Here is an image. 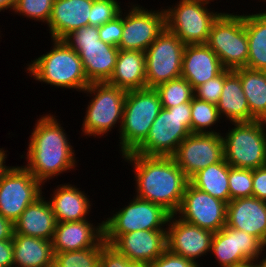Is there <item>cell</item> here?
Returning <instances> with one entry per match:
<instances>
[{"mask_svg": "<svg viewBox=\"0 0 266 267\" xmlns=\"http://www.w3.org/2000/svg\"><path fill=\"white\" fill-rule=\"evenodd\" d=\"M107 83L126 91L146 88L145 52L119 49L113 74Z\"/></svg>", "mask_w": 266, "mask_h": 267, "instance_id": "484cf974", "label": "cell"}, {"mask_svg": "<svg viewBox=\"0 0 266 267\" xmlns=\"http://www.w3.org/2000/svg\"><path fill=\"white\" fill-rule=\"evenodd\" d=\"M126 4L130 6L127 5V11L123 9V33L118 48L145 52L165 28L164 9L148 10L138 3Z\"/></svg>", "mask_w": 266, "mask_h": 267, "instance_id": "5bb4252c", "label": "cell"}, {"mask_svg": "<svg viewBox=\"0 0 266 267\" xmlns=\"http://www.w3.org/2000/svg\"><path fill=\"white\" fill-rule=\"evenodd\" d=\"M229 267H251V261H246L244 263L229 266Z\"/></svg>", "mask_w": 266, "mask_h": 267, "instance_id": "c3c4849f", "label": "cell"}, {"mask_svg": "<svg viewBox=\"0 0 266 267\" xmlns=\"http://www.w3.org/2000/svg\"><path fill=\"white\" fill-rule=\"evenodd\" d=\"M188 179L198 171L224 159L222 134L191 133L171 156Z\"/></svg>", "mask_w": 266, "mask_h": 267, "instance_id": "9a60e30c", "label": "cell"}, {"mask_svg": "<svg viewBox=\"0 0 266 267\" xmlns=\"http://www.w3.org/2000/svg\"><path fill=\"white\" fill-rule=\"evenodd\" d=\"M119 0H94L91 6L89 26H102L120 16L122 12Z\"/></svg>", "mask_w": 266, "mask_h": 267, "instance_id": "8d00e7d4", "label": "cell"}, {"mask_svg": "<svg viewBox=\"0 0 266 267\" xmlns=\"http://www.w3.org/2000/svg\"><path fill=\"white\" fill-rule=\"evenodd\" d=\"M83 92L92 98L87 104L81 135L86 138H102L117 127V124L119 131L127 91L107 82H93Z\"/></svg>", "mask_w": 266, "mask_h": 267, "instance_id": "5b68a950", "label": "cell"}, {"mask_svg": "<svg viewBox=\"0 0 266 267\" xmlns=\"http://www.w3.org/2000/svg\"><path fill=\"white\" fill-rule=\"evenodd\" d=\"M99 267H148V265L128 259L111 244L105 243L101 249Z\"/></svg>", "mask_w": 266, "mask_h": 267, "instance_id": "74e56055", "label": "cell"}, {"mask_svg": "<svg viewBox=\"0 0 266 267\" xmlns=\"http://www.w3.org/2000/svg\"><path fill=\"white\" fill-rule=\"evenodd\" d=\"M213 232L205 230L194 224L180 219L176 214H171L167 229V249L198 264L201 257L210 254ZM200 258V259H199Z\"/></svg>", "mask_w": 266, "mask_h": 267, "instance_id": "ac0fdd59", "label": "cell"}, {"mask_svg": "<svg viewBox=\"0 0 266 267\" xmlns=\"http://www.w3.org/2000/svg\"><path fill=\"white\" fill-rule=\"evenodd\" d=\"M111 245L128 259L149 265L166 249V230H138L119 235Z\"/></svg>", "mask_w": 266, "mask_h": 267, "instance_id": "d6986e66", "label": "cell"}, {"mask_svg": "<svg viewBox=\"0 0 266 267\" xmlns=\"http://www.w3.org/2000/svg\"><path fill=\"white\" fill-rule=\"evenodd\" d=\"M79 55L90 83L107 82L113 74L119 48L99 38V27L85 26L62 39Z\"/></svg>", "mask_w": 266, "mask_h": 267, "instance_id": "ba28073f", "label": "cell"}, {"mask_svg": "<svg viewBox=\"0 0 266 267\" xmlns=\"http://www.w3.org/2000/svg\"><path fill=\"white\" fill-rule=\"evenodd\" d=\"M159 94L162 108H171L178 104L191 102L194 90L183 77L170 80L154 88Z\"/></svg>", "mask_w": 266, "mask_h": 267, "instance_id": "836d02e7", "label": "cell"}, {"mask_svg": "<svg viewBox=\"0 0 266 267\" xmlns=\"http://www.w3.org/2000/svg\"><path fill=\"white\" fill-rule=\"evenodd\" d=\"M54 0H17L13 13L48 24Z\"/></svg>", "mask_w": 266, "mask_h": 267, "instance_id": "e575fe53", "label": "cell"}, {"mask_svg": "<svg viewBox=\"0 0 266 267\" xmlns=\"http://www.w3.org/2000/svg\"><path fill=\"white\" fill-rule=\"evenodd\" d=\"M224 70L216 53L206 44L185 45L181 77L191 84L193 90Z\"/></svg>", "mask_w": 266, "mask_h": 267, "instance_id": "603a6c76", "label": "cell"}, {"mask_svg": "<svg viewBox=\"0 0 266 267\" xmlns=\"http://www.w3.org/2000/svg\"><path fill=\"white\" fill-rule=\"evenodd\" d=\"M228 177L229 164L223 159L198 171L189 179V182L194 187L228 204L230 202Z\"/></svg>", "mask_w": 266, "mask_h": 267, "instance_id": "4dcf8cb0", "label": "cell"}, {"mask_svg": "<svg viewBox=\"0 0 266 267\" xmlns=\"http://www.w3.org/2000/svg\"><path fill=\"white\" fill-rule=\"evenodd\" d=\"M161 109L160 97L154 88L127 91L118 132L121 156L134 152L146 140Z\"/></svg>", "mask_w": 266, "mask_h": 267, "instance_id": "277c9868", "label": "cell"}, {"mask_svg": "<svg viewBox=\"0 0 266 267\" xmlns=\"http://www.w3.org/2000/svg\"><path fill=\"white\" fill-rule=\"evenodd\" d=\"M88 220L57 223L52 239L54 253L95 247L104 238L103 220L97 225Z\"/></svg>", "mask_w": 266, "mask_h": 267, "instance_id": "44dd1931", "label": "cell"}, {"mask_svg": "<svg viewBox=\"0 0 266 267\" xmlns=\"http://www.w3.org/2000/svg\"><path fill=\"white\" fill-rule=\"evenodd\" d=\"M104 238L95 246L71 252L54 253L50 267H99Z\"/></svg>", "mask_w": 266, "mask_h": 267, "instance_id": "d6a6232c", "label": "cell"}, {"mask_svg": "<svg viewBox=\"0 0 266 267\" xmlns=\"http://www.w3.org/2000/svg\"><path fill=\"white\" fill-rule=\"evenodd\" d=\"M148 267H203L185 257L177 255L166 249L155 261L150 263Z\"/></svg>", "mask_w": 266, "mask_h": 267, "instance_id": "60d3db41", "label": "cell"}, {"mask_svg": "<svg viewBox=\"0 0 266 267\" xmlns=\"http://www.w3.org/2000/svg\"><path fill=\"white\" fill-rule=\"evenodd\" d=\"M0 267H13V241L0 240Z\"/></svg>", "mask_w": 266, "mask_h": 267, "instance_id": "7bdbcfd3", "label": "cell"}, {"mask_svg": "<svg viewBox=\"0 0 266 267\" xmlns=\"http://www.w3.org/2000/svg\"><path fill=\"white\" fill-rule=\"evenodd\" d=\"M245 30L249 48L246 68L266 71V11L245 13Z\"/></svg>", "mask_w": 266, "mask_h": 267, "instance_id": "f1b7e54d", "label": "cell"}, {"mask_svg": "<svg viewBox=\"0 0 266 267\" xmlns=\"http://www.w3.org/2000/svg\"><path fill=\"white\" fill-rule=\"evenodd\" d=\"M251 267H266V253L264 258L259 261H251Z\"/></svg>", "mask_w": 266, "mask_h": 267, "instance_id": "7dc6e473", "label": "cell"}, {"mask_svg": "<svg viewBox=\"0 0 266 267\" xmlns=\"http://www.w3.org/2000/svg\"><path fill=\"white\" fill-rule=\"evenodd\" d=\"M54 115L43 114L36 120L29 136L25 167L43 185L63 173L75 170L76 154L61 121Z\"/></svg>", "mask_w": 266, "mask_h": 267, "instance_id": "6da1fadb", "label": "cell"}, {"mask_svg": "<svg viewBox=\"0 0 266 267\" xmlns=\"http://www.w3.org/2000/svg\"><path fill=\"white\" fill-rule=\"evenodd\" d=\"M208 4L211 0H179L174 6H165V28L185 45L205 44L212 23L222 13L211 11Z\"/></svg>", "mask_w": 266, "mask_h": 267, "instance_id": "30bf717a", "label": "cell"}, {"mask_svg": "<svg viewBox=\"0 0 266 267\" xmlns=\"http://www.w3.org/2000/svg\"><path fill=\"white\" fill-rule=\"evenodd\" d=\"M221 133L224 159L235 168L256 169L266 165V121L229 122Z\"/></svg>", "mask_w": 266, "mask_h": 267, "instance_id": "52a82bcc", "label": "cell"}, {"mask_svg": "<svg viewBox=\"0 0 266 267\" xmlns=\"http://www.w3.org/2000/svg\"><path fill=\"white\" fill-rule=\"evenodd\" d=\"M217 109L221 119L223 117L230 122L256 120L249 111L240 77L233 70L225 69V80Z\"/></svg>", "mask_w": 266, "mask_h": 267, "instance_id": "4316f807", "label": "cell"}, {"mask_svg": "<svg viewBox=\"0 0 266 267\" xmlns=\"http://www.w3.org/2000/svg\"><path fill=\"white\" fill-rule=\"evenodd\" d=\"M223 12L212 23L205 43L228 70L245 68L249 48L245 30V14Z\"/></svg>", "mask_w": 266, "mask_h": 267, "instance_id": "9c48e42d", "label": "cell"}, {"mask_svg": "<svg viewBox=\"0 0 266 267\" xmlns=\"http://www.w3.org/2000/svg\"><path fill=\"white\" fill-rule=\"evenodd\" d=\"M51 42L50 51L31 60L26 67V73L41 84L83 93L90 82L79 55L63 40L51 39Z\"/></svg>", "mask_w": 266, "mask_h": 267, "instance_id": "3957f363", "label": "cell"}, {"mask_svg": "<svg viewBox=\"0 0 266 267\" xmlns=\"http://www.w3.org/2000/svg\"><path fill=\"white\" fill-rule=\"evenodd\" d=\"M110 213V217L103 220L104 241L108 244H111L119 235L128 232L166 230L171 216L163 206L135 195L123 208L111 210Z\"/></svg>", "mask_w": 266, "mask_h": 267, "instance_id": "8fae6325", "label": "cell"}, {"mask_svg": "<svg viewBox=\"0 0 266 267\" xmlns=\"http://www.w3.org/2000/svg\"><path fill=\"white\" fill-rule=\"evenodd\" d=\"M191 133H216L221 134V130H214L212 126L218 125L221 117L218 113L217 105L197 99L195 96L191 100ZM220 131V132H219Z\"/></svg>", "mask_w": 266, "mask_h": 267, "instance_id": "1f68e13d", "label": "cell"}, {"mask_svg": "<svg viewBox=\"0 0 266 267\" xmlns=\"http://www.w3.org/2000/svg\"><path fill=\"white\" fill-rule=\"evenodd\" d=\"M225 70L213 79L208 80L194 90V96L202 101L217 105L224 85Z\"/></svg>", "mask_w": 266, "mask_h": 267, "instance_id": "f35d334b", "label": "cell"}, {"mask_svg": "<svg viewBox=\"0 0 266 267\" xmlns=\"http://www.w3.org/2000/svg\"><path fill=\"white\" fill-rule=\"evenodd\" d=\"M13 267H50L54 260L52 241L13 235Z\"/></svg>", "mask_w": 266, "mask_h": 267, "instance_id": "83f0119b", "label": "cell"}, {"mask_svg": "<svg viewBox=\"0 0 266 267\" xmlns=\"http://www.w3.org/2000/svg\"><path fill=\"white\" fill-rule=\"evenodd\" d=\"M191 134V103L162 108L146 140L134 151L145 156L171 157Z\"/></svg>", "mask_w": 266, "mask_h": 267, "instance_id": "8992f818", "label": "cell"}, {"mask_svg": "<svg viewBox=\"0 0 266 267\" xmlns=\"http://www.w3.org/2000/svg\"><path fill=\"white\" fill-rule=\"evenodd\" d=\"M42 189L43 184L24 165L9 166L0 178V214L14 223L45 193Z\"/></svg>", "mask_w": 266, "mask_h": 267, "instance_id": "4fadbf2b", "label": "cell"}, {"mask_svg": "<svg viewBox=\"0 0 266 267\" xmlns=\"http://www.w3.org/2000/svg\"><path fill=\"white\" fill-rule=\"evenodd\" d=\"M14 235V223L0 214V240H11Z\"/></svg>", "mask_w": 266, "mask_h": 267, "instance_id": "ee69618b", "label": "cell"}, {"mask_svg": "<svg viewBox=\"0 0 266 267\" xmlns=\"http://www.w3.org/2000/svg\"><path fill=\"white\" fill-rule=\"evenodd\" d=\"M94 0H54L47 27L51 39L62 40L70 32L89 26Z\"/></svg>", "mask_w": 266, "mask_h": 267, "instance_id": "7402d4cb", "label": "cell"}, {"mask_svg": "<svg viewBox=\"0 0 266 267\" xmlns=\"http://www.w3.org/2000/svg\"><path fill=\"white\" fill-rule=\"evenodd\" d=\"M230 201L237 198L253 197L252 169L235 168L229 165Z\"/></svg>", "mask_w": 266, "mask_h": 267, "instance_id": "d590c367", "label": "cell"}, {"mask_svg": "<svg viewBox=\"0 0 266 267\" xmlns=\"http://www.w3.org/2000/svg\"><path fill=\"white\" fill-rule=\"evenodd\" d=\"M123 33V10L116 19L99 26V38L103 42L118 47Z\"/></svg>", "mask_w": 266, "mask_h": 267, "instance_id": "ab89813d", "label": "cell"}, {"mask_svg": "<svg viewBox=\"0 0 266 267\" xmlns=\"http://www.w3.org/2000/svg\"><path fill=\"white\" fill-rule=\"evenodd\" d=\"M134 170L135 196L163 206L175 214L189 179L172 157L128 153L121 157Z\"/></svg>", "mask_w": 266, "mask_h": 267, "instance_id": "7a4b0ae2", "label": "cell"}, {"mask_svg": "<svg viewBox=\"0 0 266 267\" xmlns=\"http://www.w3.org/2000/svg\"><path fill=\"white\" fill-rule=\"evenodd\" d=\"M175 214L188 223L216 233L226 226L227 203L188 182Z\"/></svg>", "mask_w": 266, "mask_h": 267, "instance_id": "e0dca14e", "label": "cell"}, {"mask_svg": "<svg viewBox=\"0 0 266 267\" xmlns=\"http://www.w3.org/2000/svg\"><path fill=\"white\" fill-rule=\"evenodd\" d=\"M265 250L266 247L256 237L224 226L213 234L210 253L220 267H229L246 261L262 260Z\"/></svg>", "mask_w": 266, "mask_h": 267, "instance_id": "2e32d148", "label": "cell"}, {"mask_svg": "<svg viewBox=\"0 0 266 267\" xmlns=\"http://www.w3.org/2000/svg\"><path fill=\"white\" fill-rule=\"evenodd\" d=\"M7 152L6 150H4V148H0V178L2 176V174L6 171V169L9 167L6 164V159H7Z\"/></svg>", "mask_w": 266, "mask_h": 267, "instance_id": "f6af8a7d", "label": "cell"}, {"mask_svg": "<svg viewBox=\"0 0 266 267\" xmlns=\"http://www.w3.org/2000/svg\"><path fill=\"white\" fill-rule=\"evenodd\" d=\"M253 197L266 202V165L252 169Z\"/></svg>", "mask_w": 266, "mask_h": 267, "instance_id": "b9f144b4", "label": "cell"}, {"mask_svg": "<svg viewBox=\"0 0 266 267\" xmlns=\"http://www.w3.org/2000/svg\"><path fill=\"white\" fill-rule=\"evenodd\" d=\"M52 192L48 201L57 223L89 219L87 216L92 212L93 204L87 196L88 192L85 193L69 182L58 185Z\"/></svg>", "mask_w": 266, "mask_h": 267, "instance_id": "cb8c5ba5", "label": "cell"}, {"mask_svg": "<svg viewBox=\"0 0 266 267\" xmlns=\"http://www.w3.org/2000/svg\"><path fill=\"white\" fill-rule=\"evenodd\" d=\"M17 0H0V12L11 10L13 12Z\"/></svg>", "mask_w": 266, "mask_h": 267, "instance_id": "bcb514c9", "label": "cell"}, {"mask_svg": "<svg viewBox=\"0 0 266 267\" xmlns=\"http://www.w3.org/2000/svg\"><path fill=\"white\" fill-rule=\"evenodd\" d=\"M241 80V85L251 115L266 121V71L239 68L233 70Z\"/></svg>", "mask_w": 266, "mask_h": 267, "instance_id": "f546056e", "label": "cell"}, {"mask_svg": "<svg viewBox=\"0 0 266 267\" xmlns=\"http://www.w3.org/2000/svg\"><path fill=\"white\" fill-rule=\"evenodd\" d=\"M43 196L28 205L14 222V234L52 241L57 221L49 201Z\"/></svg>", "mask_w": 266, "mask_h": 267, "instance_id": "d4e9b609", "label": "cell"}, {"mask_svg": "<svg viewBox=\"0 0 266 267\" xmlns=\"http://www.w3.org/2000/svg\"><path fill=\"white\" fill-rule=\"evenodd\" d=\"M185 44L164 28L145 51L146 88L181 77Z\"/></svg>", "mask_w": 266, "mask_h": 267, "instance_id": "7c38bea8", "label": "cell"}, {"mask_svg": "<svg viewBox=\"0 0 266 267\" xmlns=\"http://www.w3.org/2000/svg\"><path fill=\"white\" fill-rule=\"evenodd\" d=\"M226 226L256 237L266 247V202L256 197L231 200L227 204Z\"/></svg>", "mask_w": 266, "mask_h": 267, "instance_id": "ffe728a7", "label": "cell"}]
</instances>
